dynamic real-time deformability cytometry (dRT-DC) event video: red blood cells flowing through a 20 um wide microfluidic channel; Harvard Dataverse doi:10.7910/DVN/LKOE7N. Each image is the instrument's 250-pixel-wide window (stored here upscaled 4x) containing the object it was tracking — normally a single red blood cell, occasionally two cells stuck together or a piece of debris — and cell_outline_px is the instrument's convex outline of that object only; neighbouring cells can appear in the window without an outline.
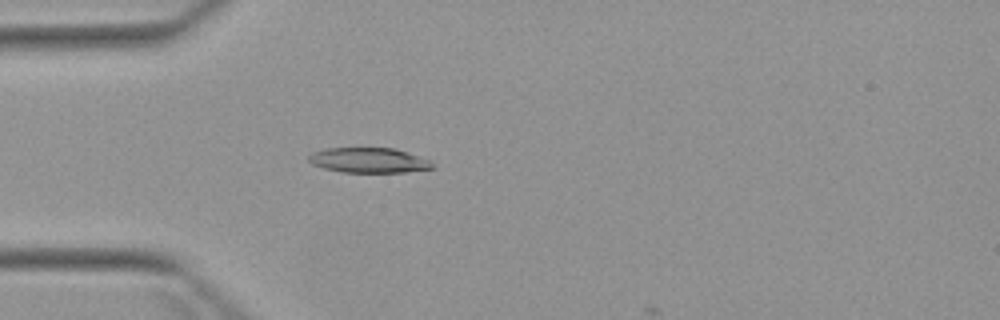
{"species": "Egyptian fruit bat (a non-hibernating species)", "species_latin": "Rousettus aegyptiacus", "temperature_condition": "warm", "stored_images_in_passage": 5, "camera_frame_rate_fps": 3000, "um_per_image_px": 0.085, "animal": {"sex": "female"}, "frame": {"image": 1, "passage_image": 5, "time_ms": 4.667, "image_size_px": [1000, 320], "cell_outline_px": [[436, 168], [404, 172], [340, 172], [324, 168], [312, 164], [308, 160], [308, 156], [312, 152], [324, 148], [396, 148], [432, 160]], "centroid_in_image_um": [31.38, 13.62], "position_along_channel_um": 53.6, "area_um2": 18.32}}